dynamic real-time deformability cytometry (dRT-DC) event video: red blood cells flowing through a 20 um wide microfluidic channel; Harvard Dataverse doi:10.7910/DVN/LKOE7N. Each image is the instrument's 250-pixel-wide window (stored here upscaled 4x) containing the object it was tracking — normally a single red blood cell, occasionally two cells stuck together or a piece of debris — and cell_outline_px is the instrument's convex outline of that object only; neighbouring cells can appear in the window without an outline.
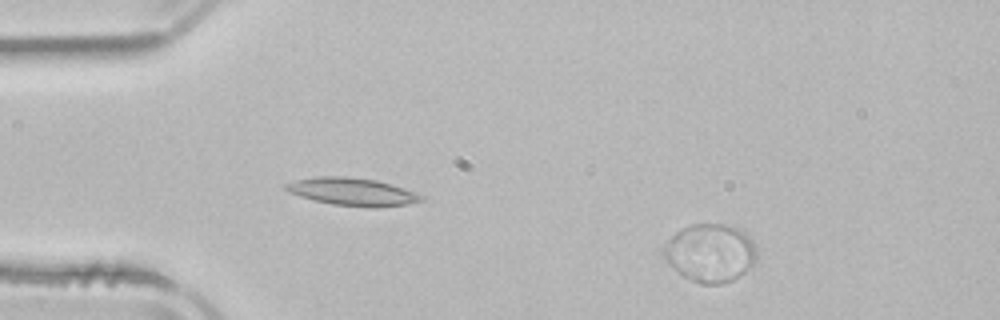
{"species": "common noctule bat (a hibernating species)", "species_latin": "Nyctalus noctula", "temperature_condition": "room temperature", "stored_images_in_passage": 3, "camera_frame_rate_fps": 3000, "um_per_image_px": 0.085, "animal": {"sex": "male", "body_mass_g": 21.5, "forearm_length_mm": 52.0}, "frame": {"image": 1, "passage_image": 3, "time_ms": 3.333, "image_size_px": [1000, 320], "cell_outline_px": [[756, 260], [744, 272], [732, 280], [720, 284], [700, 284], [684, 276], [668, 264], [664, 256], [664, 244], [676, 232], [692, 224], [724, 224], [736, 228], [744, 232], [752, 240], [756, 248]], "centroid_in_image_um": [60.37, 21.5], "position_along_channel_um": 24.6, "area_um2": 31.21}}